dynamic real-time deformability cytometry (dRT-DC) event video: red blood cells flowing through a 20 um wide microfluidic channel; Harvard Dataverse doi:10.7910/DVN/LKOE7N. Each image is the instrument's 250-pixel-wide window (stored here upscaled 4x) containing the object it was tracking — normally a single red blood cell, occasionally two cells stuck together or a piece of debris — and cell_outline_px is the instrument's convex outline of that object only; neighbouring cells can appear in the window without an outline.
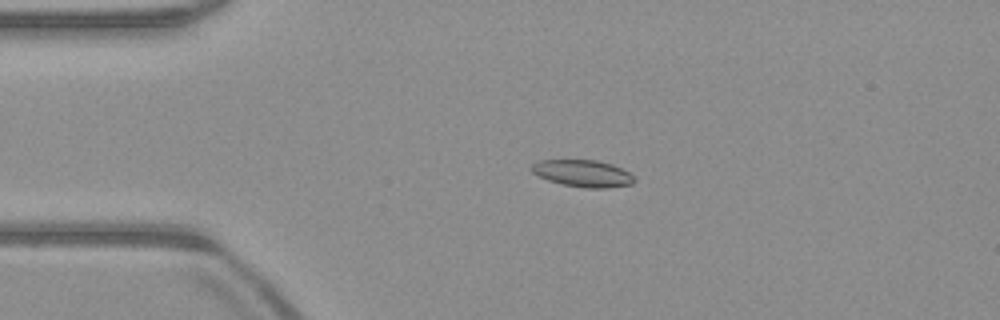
{"species": "common noctule bat (a hibernating species)", "species_latin": "Nyctalus noctula", "temperature_condition": "warm", "stored_images_in_passage": 41, "camera_frame_rate_fps": 3000, "um_per_image_px": 0.085, "animal": {"sex": "male", "body_mass_g": 23.1, "forearm_length_mm": 52.7}, "frame": {"image": 1, "passage_image": 1, "time_ms": 0.0, "image_size_px": [1000, 320], "cell_outline_px": [[636, 180], [632, 184], [608, 188], [584, 188], [564, 184], [548, 180], [532, 172], [528, 168], [532, 164], [540, 160], [596, 160], [612, 164], [628, 172]], "centroid_in_image_um": [49.53, 14.74], "position_along_channel_um": 35.5, "area_um2": 16.07}}
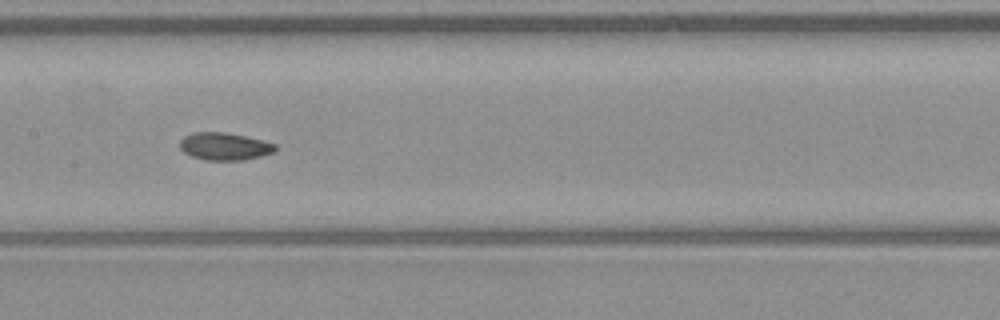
{"frame": {"image": 2, "passage_image": 15, "time_ms": 4.667, "image_size_px": [1000, 320], "cell_outline_px": [[276, 152], [244, 160], [208, 160], [192, 156], [184, 152], [180, 148], [180, 140], [184, 136], [192, 132], [224, 132], [264, 140], [276, 144]], "centroid_in_image_um": [19.1, 12.43], "position_along_channel_um": 188.3, "area_um2": 15.32}}
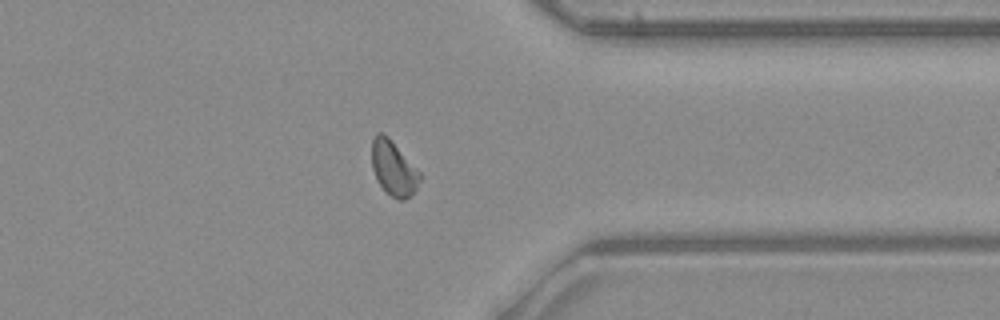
{"frame": {"image": 3, "passage_image": 30, "time_ms": 9.667, "image_size_px": [1000, 320], "cell_outline_px": [[420, 180], [412, 196], [404, 200], [396, 200], [376, 180], [372, 168], [372, 140], [376, 132], [380, 132], [388, 136], [420, 172]], "centroid_in_image_um": [33.44, 14.3], "position_along_channel_um": 378.0, "area_um2": 15.26}, "authors_computed_cell_mechanics": {"area_um2": 15.4326, "velocity_mm_per_s": 3.9744, "shape_relaxation_time_tau1_ms": 4.3376, "shape_relaxation_time_tau2_ms": 5.0644, "deformation_change_tau1": 0.1188, "deformation_change_tau2": 0.0922}}